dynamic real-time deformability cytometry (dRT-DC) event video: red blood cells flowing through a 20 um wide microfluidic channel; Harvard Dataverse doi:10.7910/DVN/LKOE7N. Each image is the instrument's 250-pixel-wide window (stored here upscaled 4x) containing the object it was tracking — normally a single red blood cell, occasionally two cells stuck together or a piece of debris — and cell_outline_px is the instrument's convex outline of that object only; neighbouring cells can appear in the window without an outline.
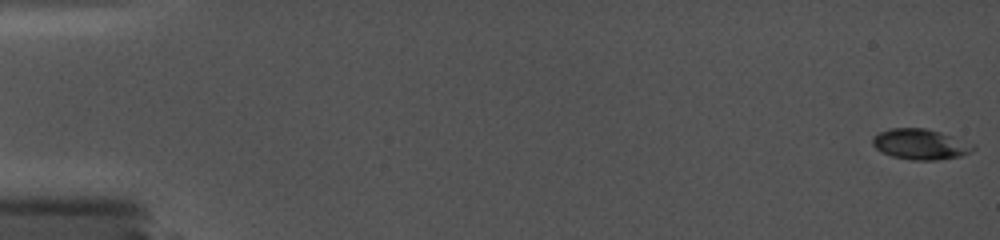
{"species": "common noctule bat (a hibernating species)", "species_latin": "Nyctalus noctula", "temperature_condition": "cold", "stored_images_in_passage": 64, "camera_frame_rate_fps": 5000, "um_per_image_px": 0.085, "animal": {"sex": "female", "body_mass_g": 19.0, "forearm_length_mm": 56.7}, "frame": {"image": 1, "passage_image": 1, "time_ms": 0.0, "image_size_px": [1000, 240], "cell_outline_px": [[976, 148], [960, 156], [936, 160], [912, 160], [892, 156], [876, 148], [872, 144], [872, 136], [888, 128], [924, 128], [940, 132], [952, 136], [972, 144]], "centroid_in_image_um": [78.19, 12.25], "position_along_channel_um": 6.8, "area_um2": 17.69}}
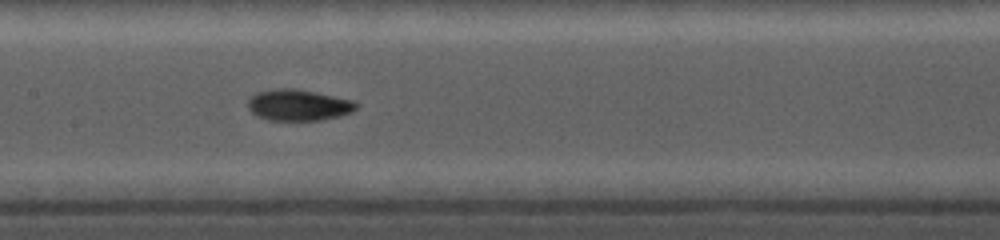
{"frame": {"image": 2, "passage_image": 37, "time_ms": 9.0, "image_size_px": [1000, 240], "cell_outline_px": [[360, 104], [352, 112], [340, 116], [320, 120], [268, 120], [256, 116], [248, 108], [248, 100], [256, 92], [276, 88], [296, 88], [356, 100]], "centroid_in_image_um": [25.4, 8.92], "position_along_channel_um": 182.0, "area_um2": 20.0}}
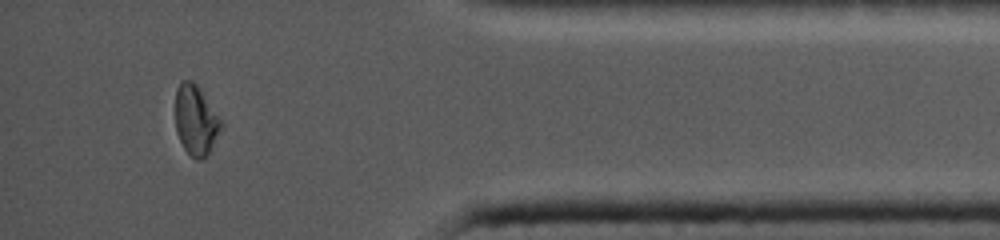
{"frame": {"image": 3, "passage_image": 61, "time_ms": 15.6, "image_size_px": [1000, 240], "cell_outline_px": [[220, 128], [208, 152], [200, 160], [196, 160], [184, 148], [176, 132], [176, 88], [180, 80], [192, 80], [200, 88], [220, 120]], "centroid_in_image_um": [16.59, 10.16], "position_along_channel_um": 418.6, "area_um2": 17.98}}